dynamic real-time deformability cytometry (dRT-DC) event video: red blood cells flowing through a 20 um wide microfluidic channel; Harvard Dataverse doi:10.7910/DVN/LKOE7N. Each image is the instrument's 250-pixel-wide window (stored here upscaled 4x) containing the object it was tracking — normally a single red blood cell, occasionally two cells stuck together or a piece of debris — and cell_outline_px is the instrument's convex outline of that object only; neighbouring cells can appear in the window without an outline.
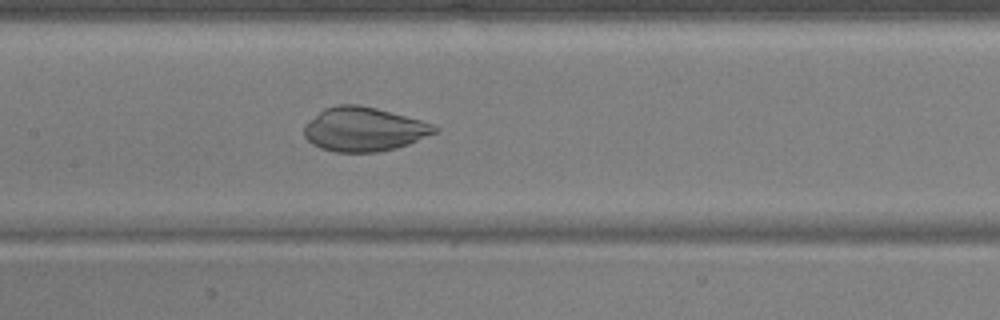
{"species": "common noctule bat (a hibernating species)", "species_latin": "Nyctalus noctula", "temperature_condition": "warm", "stored_images_in_passage": 47, "camera_frame_rate_fps": 3000, "um_per_image_px": 0.085, "animal": {"sex": "male", "body_mass_g": 17.9, "forearm_length_mm": 54.2}, "frame": {"image": 1, "passage_image": 19, "time_ms": 6.0, "image_size_px": [1000, 320], "cell_outline_px": [[440, 132], [408, 144], [396, 148], [376, 152], [336, 152], [320, 148], [312, 144], [304, 136], [304, 124], [308, 120], [324, 108], [340, 104], [360, 104], [376, 108], [420, 120], [432, 124], [440, 128]], "centroid_in_image_um": [30.93, 10.99], "position_along_channel_um": 176.5, "area_um2": 33.7}}
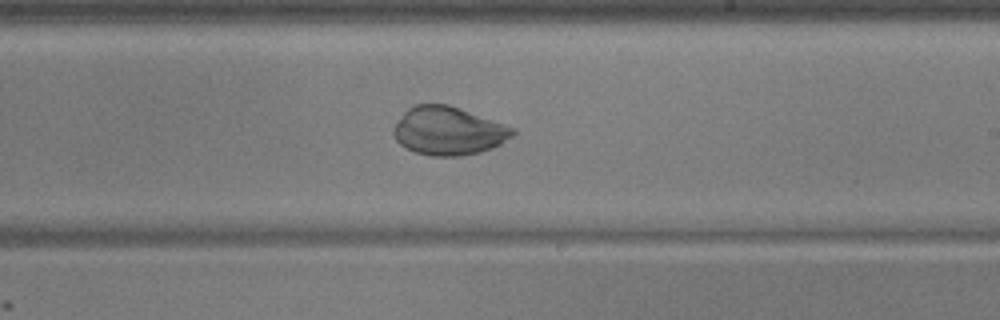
{"frame": {"image": 2, "passage_image": 25, "time_ms": 8.0, "image_size_px": [1000, 320], "cell_outline_px": [[516, 132], [512, 136], [500, 144], [492, 148], [480, 152], [460, 156], [432, 156], [416, 152], [400, 144], [396, 140], [392, 132], [396, 124], [404, 112], [408, 108], [416, 104], [448, 104], [516, 128]], "centroid_in_image_um": [38.13, 11.13], "position_along_channel_um": 250.9, "area_um2": 33.35}}
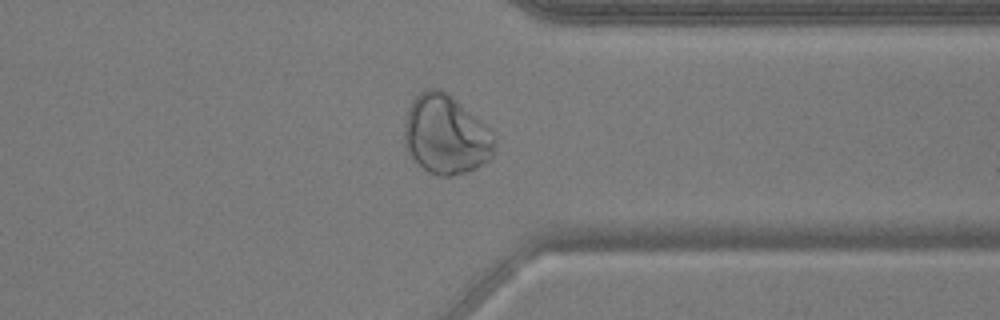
{"frame": {"image": 3, "passage_image": 35, "time_ms": 11.333, "image_size_px": [1000, 320], "cell_outline_px": [[496, 140], [492, 156], [488, 160], [476, 168], [452, 176], [440, 176], [428, 172], [412, 160], [404, 144], [404, 124], [408, 108], [412, 100], [424, 88], [440, 88], [448, 92], [496, 132]], "centroid_in_image_um": [37.91, 11.43], "position_along_channel_um": 373.5, "area_um2": 42.48}}